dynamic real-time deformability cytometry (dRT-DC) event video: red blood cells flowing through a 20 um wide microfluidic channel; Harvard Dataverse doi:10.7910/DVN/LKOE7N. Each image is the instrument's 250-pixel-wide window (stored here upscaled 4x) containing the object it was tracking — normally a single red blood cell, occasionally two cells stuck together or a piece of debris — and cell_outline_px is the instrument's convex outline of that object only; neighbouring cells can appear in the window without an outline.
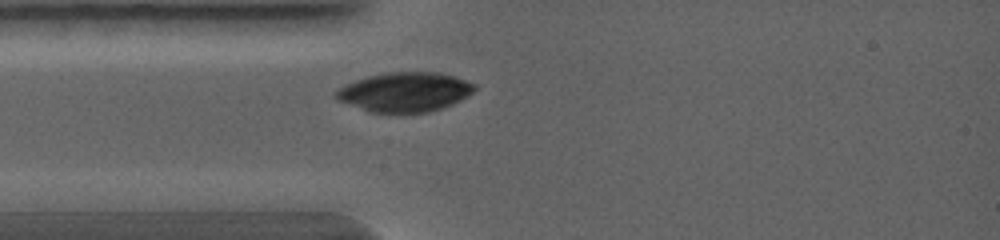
{"species": "common noctule bat (a hibernating species)", "species_latin": "Nyctalus noctula", "temperature_condition": "warm", "stored_images_in_passage": 10, "camera_frame_rate_fps": 5000, "um_per_image_px": 0.085, "animal": {"sex": "female", "body_mass_g": 19.0, "forearm_length_mm": 56.7}, "frame": {"image": 1, "passage_image": 1, "time_ms": 0.0, "image_size_px": [1000, 240], "cell_outline_px": [[476, 88], [468, 96], [444, 108], [428, 112], [368, 112], [336, 100], [332, 96], [332, 92], [344, 84], [368, 76], [388, 72], [440, 72], [476, 84]], "centroid_in_image_um": [34.35, 7.82], "position_along_channel_um": 50.7, "area_um2": 32.08}}
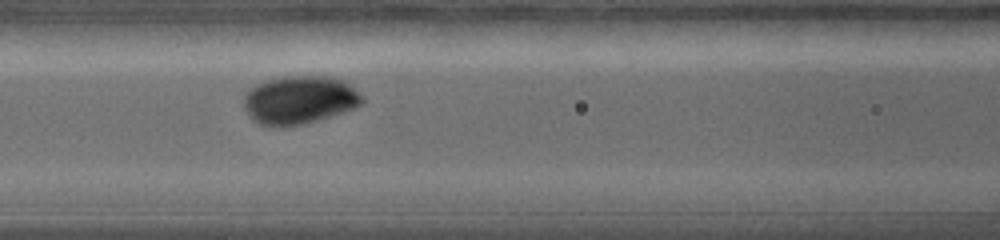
{"frame": {"image": 2, "passage_image": 5, "time_ms": 1.4, "image_size_px": [1000, 240], "cell_outline_px": [[364, 100], [360, 104], [352, 108], [332, 116], [284, 128], [260, 124], [252, 120], [244, 108], [244, 96], [256, 84], [268, 80], [284, 76], [328, 76], [340, 80], [348, 84]], "centroid_in_image_um": [25.39, 8.51], "position_along_channel_um": 141.2, "area_um2": 32.83}}
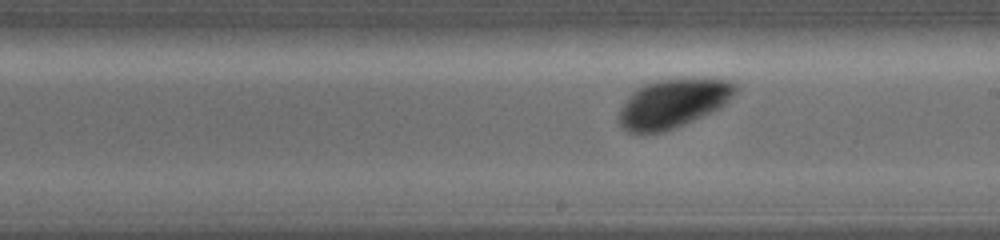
{"frame": {"image": 3, "passage_image": 9, "time_ms": 2.8, "image_size_px": [1000, 240], "cell_outline_px": [[736, 92], [720, 108], [676, 128], [660, 132], [628, 132], [620, 124], [620, 112], [628, 96], [636, 88], [648, 84], [664, 80], [728, 80], [736, 84]], "centroid_in_image_um": [57.21, 8.82], "position_along_channel_um": 231.8, "area_um2": 32.02}}